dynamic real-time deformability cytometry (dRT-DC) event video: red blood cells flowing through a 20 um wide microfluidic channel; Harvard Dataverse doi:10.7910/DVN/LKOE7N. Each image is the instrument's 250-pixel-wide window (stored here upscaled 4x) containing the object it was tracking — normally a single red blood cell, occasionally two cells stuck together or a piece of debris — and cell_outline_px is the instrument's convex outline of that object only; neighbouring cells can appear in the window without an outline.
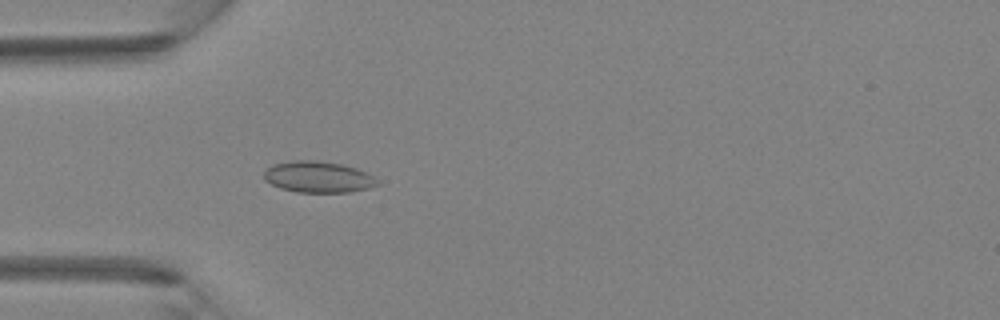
{"species": "Egyptian fruit bat (a non-hibernating species)", "species_latin": "Rousettus aegyptiacus", "temperature_condition": "room temperature", "stored_images_in_passage": 5, "camera_frame_rate_fps": 3000, "um_per_image_px": 0.085, "animal": {"sex": "female"}, "frame": {"image": 1, "passage_image": 5, "time_ms": 1.333, "image_size_px": [1000, 320], "cell_outline_px": [[380, 184], [368, 188], [348, 192], [296, 192], [280, 188], [264, 180], [264, 172], [272, 164], [292, 160], [316, 160], [340, 164], [356, 168], [372, 176]], "centroid_in_image_um": [27.0, 15.04], "position_along_channel_um": 58.0, "area_um2": 20.52}}